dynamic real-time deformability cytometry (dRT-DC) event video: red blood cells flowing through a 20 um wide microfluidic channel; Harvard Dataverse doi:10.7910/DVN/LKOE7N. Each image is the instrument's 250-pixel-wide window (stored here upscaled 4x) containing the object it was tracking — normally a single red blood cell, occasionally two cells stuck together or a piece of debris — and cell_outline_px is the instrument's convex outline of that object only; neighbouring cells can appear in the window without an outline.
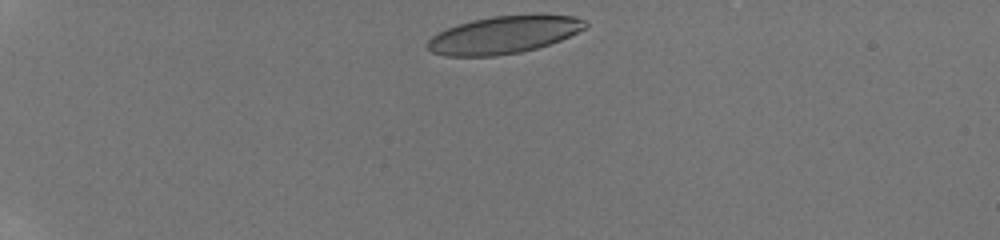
{"species": "human", "species_latin": "Homo sapiens", "temperature_condition": "room temperature", "stored_images_in_passage": 10, "camera_frame_rate_fps": 3000, "um_per_image_px": 0.085, "donor": {"sex": "male"}, "frame": {"image": 1, "passage_image": 1, "time_ms": 0.0, "image_size_px": [1000, 240], "cell_outline_px": [[588, 28], [560, 40], [536, 48], [520, 52], [496, 56], [444, 56], [432, 52], [428, 48], [428, 40], [432, 36], [448, 28], [472, 20], [492, 16], [540, 12], [572, 16], [584, 20], [588, 24]], "centroid_in_image_um": [42.9, 2.92], "position_along_channel_um": 42.1, "area_um2": 34.97}}
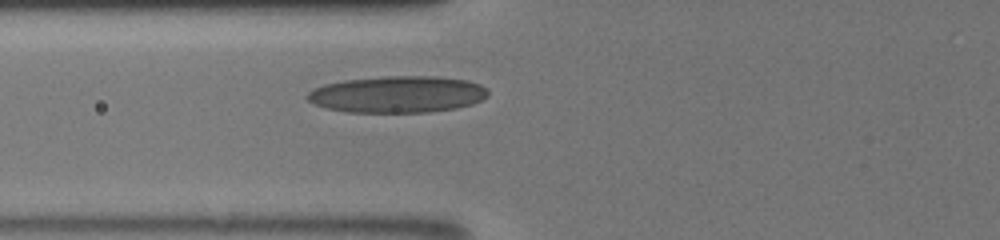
{"frame": {"image": 2, "passage_image": 5, "time_ms": 3.0, "image_size_px": [1000, 240], "cell_outline_px": [[488, 96], [472, 104], [456, 108], [428, 112], [348, 112], [324, 108], [308, 100], [304, 96], [312, 88], [324, 84], [344, 80], [388, 76], [436, 76], [468, 80], [480, 84], [488, 92]], "centroid_in_image_um": [33.76, 8.01], "position_along_channel_um": 92.0, "area_um2": 38.73}}
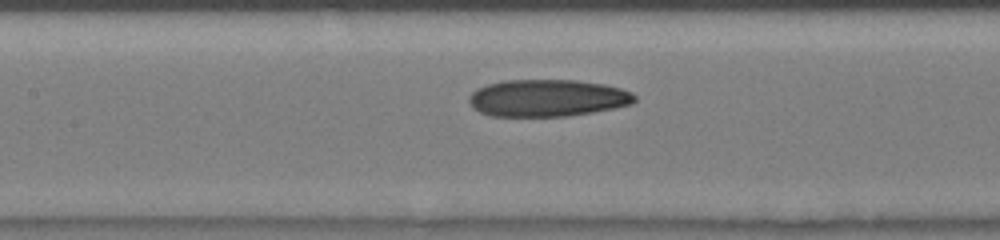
{"frame": {"image": 3, "passage_image": 9, "time_ms": 4.667, "image_size_px": [1000, 240], "cell_outline_px": [[636, 100], [632, 104], [592, 112], [568, 116], [492, 116], [480, 112], [472, 108], [468, 100], [468, 96], [472, 92], [488, 84], [504, 80], [576, 80], [604, 84], [620, 88], [632, 92], [636, 96]], "centroid_in_image_um": [46.52, 8.33], "position_along_channel_um": 160.9, "area_um2": 35.84}}